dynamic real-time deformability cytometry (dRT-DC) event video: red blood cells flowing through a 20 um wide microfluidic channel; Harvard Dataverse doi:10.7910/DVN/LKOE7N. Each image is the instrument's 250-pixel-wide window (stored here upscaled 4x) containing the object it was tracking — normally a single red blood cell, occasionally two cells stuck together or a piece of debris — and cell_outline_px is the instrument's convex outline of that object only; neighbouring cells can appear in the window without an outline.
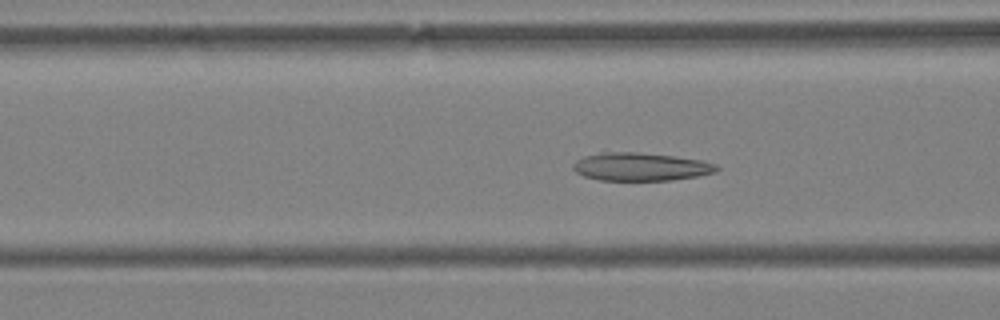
{"species": "Egyptian fruit bat (a non-hibernating species)", "species_latin": "Rousettus aegyptiacus", "temperature_condition": "warm", "stored_images_in_passage": 54, "camera_frame_rate_fps": 3000, "um_per_image_px": 0.085, "animal": {"sex": "female"}, "frame": {"image": 1, "passage_image": 24, "time_ms": 7.667, "image_size_px": [1000, 320], "cell_outline_px": [[720, 168], [716, 172], [696, 176], [672, 180], [600, 180], [584, 176], [576, 172], [572, 168], [572, 164], [576, 160], [584, 156], [600, 152], [636, 152], [672, 156], [700, 160], [716, 164]], "centroid_in_image_um": [54.42, 14.17], "position_along_channel_um": 112.2, "area_um2": 23.41}}
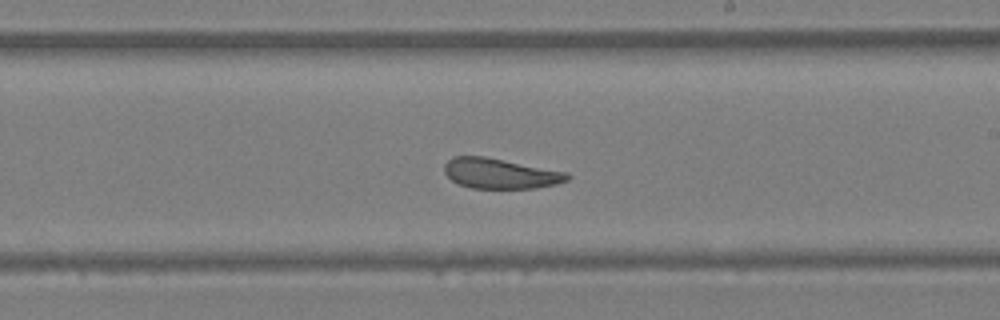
{"frame": {"image": 2, "passage_image": 36, "time_ms": 11.667, "image_size_px": [1000, 320], "cell_outline_px": [[572, 176], [568, 180], [556, 184], [536, 188], [472, 188], [460, 184], [452, 180], [444, 172], [444, 164], [452, 156], [484, 156], [568, 172]], "centroid_in_image_um": [42.54, 14.74], "position_along_channel_um": 246.5, "area_um2": 21.68}}
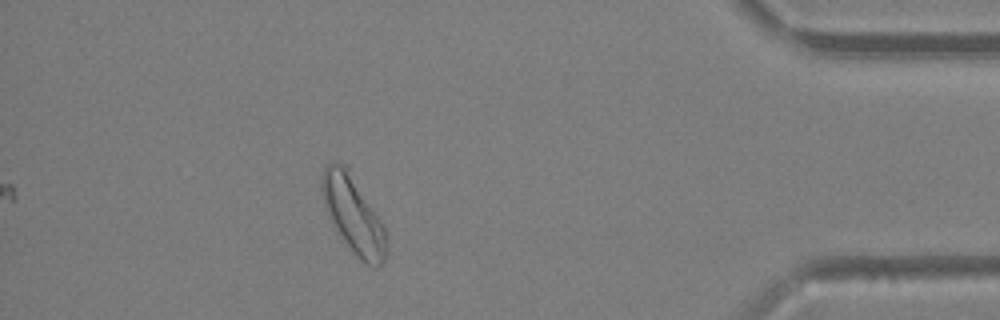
{"frame": {"image": 3, "passage_image": 54, "time_ms": 17.667, "image_size_px": [1000, 320], "cell_outline_px": [[388, 252], [384, 260], [376, 268], [360, 260], [332, 224], [328, 216], [324, 204], [320, 184], [320, 176], [324, 168], [328, 164], [336, 160], [340, 160], [348, 164], [384, 224]], "centroid_in_image_um": [30.03, 18.14], "position_along_channel_um": 405.2, "area_um2": 29.71}, "authors_computed_cell_mechanics": {"area_um2": 23.3512, "velocity_mm_per_s": 3.3754, "shape_relaxation_time_tau1_ms": null, "shape_relaxation_time_tau2_ms": 8.2678, "deformation_change_tau1": null, "deformation_change_tau2": 0.1029}}